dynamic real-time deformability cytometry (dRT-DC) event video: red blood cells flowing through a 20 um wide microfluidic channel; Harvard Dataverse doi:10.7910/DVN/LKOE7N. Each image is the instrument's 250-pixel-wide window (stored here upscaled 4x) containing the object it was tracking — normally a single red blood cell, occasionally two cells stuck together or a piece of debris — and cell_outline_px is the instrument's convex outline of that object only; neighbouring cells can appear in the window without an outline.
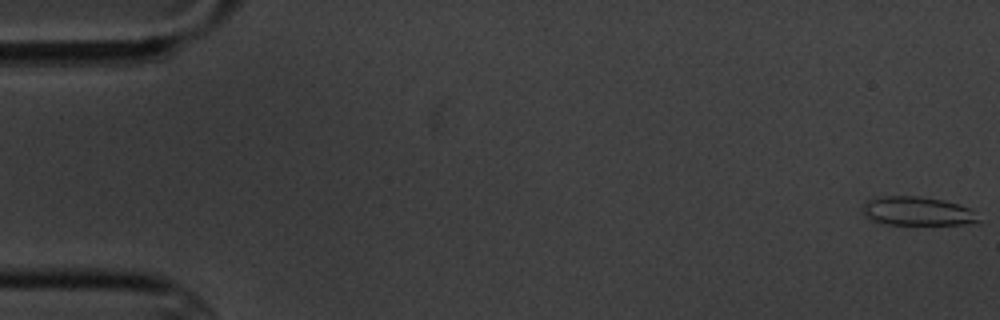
{"species": "common noctule bat (a hibernating species)", "species_latin": "Nyctalus noctula", "temperature_condition": "cold", "stored_images_in_passage": 5, "camera_frame_rate_fps": 3000, "um_per_image_px": 0.085, "animal": {"sex": "male", "body_mass_g": 20.1, "forearm_length_mm": 53.5}, "frame": {"image": 1, "passage_image": 1, "time_ms": 0.0, "image_size_px": [1000, 320], "cell_outline_px": [[980, 224], [888, 224], [876, 220], [860, 212], [864, 204], [868, 200], [880, 196], [920, 196], [944, 200], [968, 208], [980, 220]], "centroid_in_image_um": [77.98, 17.94], "position_along_channel_um": 7.0, "area_um2": 19.19}}
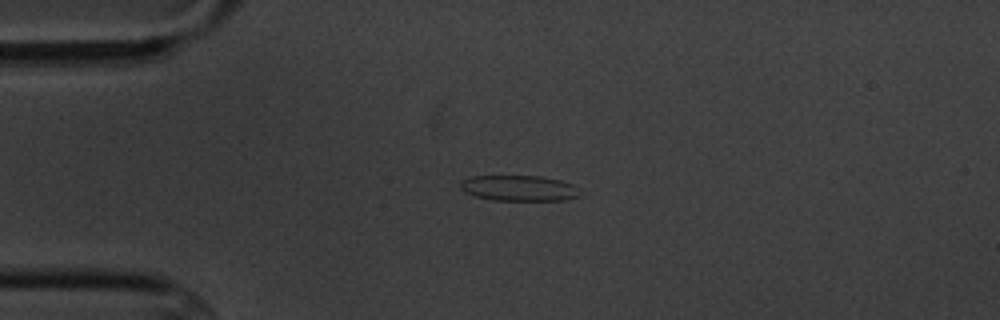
{"frame": {"image": 2, "passage_image": 4, "time_ms": 4.333, "image_size_px": [1000, 320], "cell_outline_px": [[580, 196], [564, 200], [496, 200], [476, 196], [464, 192], [460, 188], [460, 180], [472, 176], [540, 176], [560, 180], [572, 184], [576, 188]], "centroid_in_image_um": [44.08, 15.99], "position_along_channel_um": 40.9, "area_um2": 17.74}}